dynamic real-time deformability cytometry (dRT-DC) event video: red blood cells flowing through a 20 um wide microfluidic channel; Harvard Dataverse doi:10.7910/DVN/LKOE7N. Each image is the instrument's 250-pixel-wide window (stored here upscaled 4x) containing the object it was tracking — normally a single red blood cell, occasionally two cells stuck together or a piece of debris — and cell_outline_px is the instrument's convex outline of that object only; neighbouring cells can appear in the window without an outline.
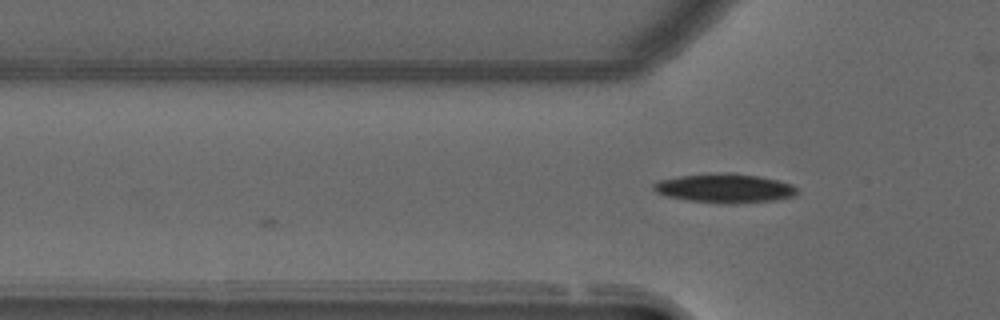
{"species": "common noctule bat (a hibernating species)", "species_latin": "Nyctalus noctula", "temperature_condition": "warm", "stored_images_in_passage": 10, "camera_frame_rate_fps": 3000, "um_per_image_px": 0.085, "animal": {"sex": "male", "forearm_length_mm": 52.5}, "frame": {"image": 1, "passage_image": 10, "time_ms": 3.0, "image_size_px": [1000, 320], "cell_outline_px": [[796, 192], [792, 196], [776, 200], [688, 200], [668, 196], [656, 192], [652, 188], [652, 184], [660, 180], [680, 176], [724, 172], [732, 172], [760, 176], [780, 180], [792, 184], [796, 188]], "centroid_in_image_um": [61.59, 15.92], "position_along_channel_um": 64.2, "area_um2": 23.0}}